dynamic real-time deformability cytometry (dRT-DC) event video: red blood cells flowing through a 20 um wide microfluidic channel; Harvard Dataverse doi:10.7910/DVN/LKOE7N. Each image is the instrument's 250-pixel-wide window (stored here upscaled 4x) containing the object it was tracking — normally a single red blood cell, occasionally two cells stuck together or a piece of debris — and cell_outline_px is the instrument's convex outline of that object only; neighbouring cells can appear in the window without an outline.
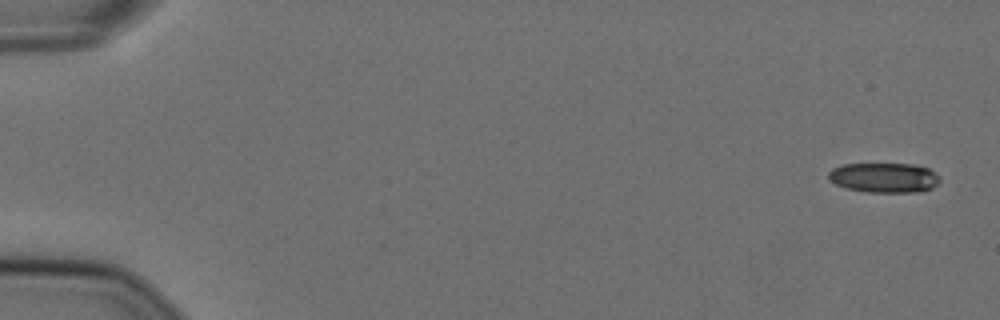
{"species": "Egyptian fruit bat (a non-hibernating species)", "species_latin": "Rousettus aegyptiacus", "temperature_condition": "cold", "stored_images_in_passage": 55, "camera_frame_rate_fps": 3000, "um_per_image_px": 0.085, "animal": {"sex": "female"}, "frame": {"image": 1, "passage_image": 1, "time_ms": 0.0, "image_size_px": [1000, 320], "cell_outline_px": [[940, 180], [932, 188], [920, 192], [868, 192], [844, 188], [828, 180], [828, 172], [832, 168], [844, 164], [912, 164], [928, 168], [940, 176]], "centroid_in_image_um": [75.13, 15.1], "position_along_channel_um": 9.9, "area_um2": 19.48}}
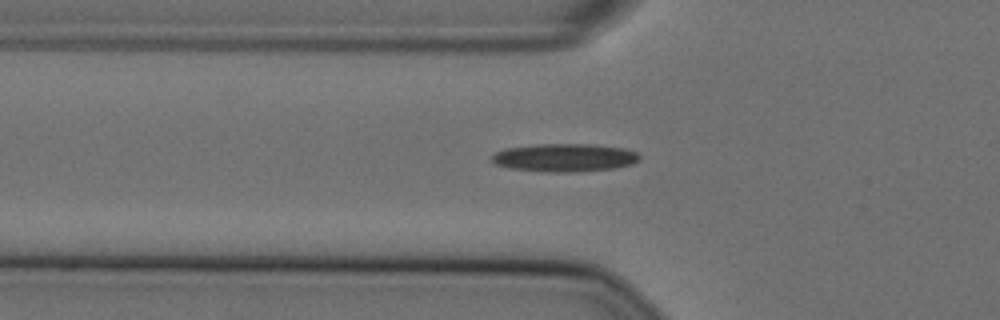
{"frame": {"image": 2, "passage_image": 19, "time_ms": 6.0, "image_size_px": [1000, 320], "cell_outline_px": [[640, 160], [632, 164], [612, 168], [572, 172], [548, 172], [508, 168], [496, 164], [492, 160], [492, 156], [496, 152], [504, 148], [536, 144], [596, 144], [624, 148], [636, 152], [640, 156]], "centroid_in_image_um": [47.99, 13.39], "position_along_channel_um": 77.8, "area_um2": 24.22}}
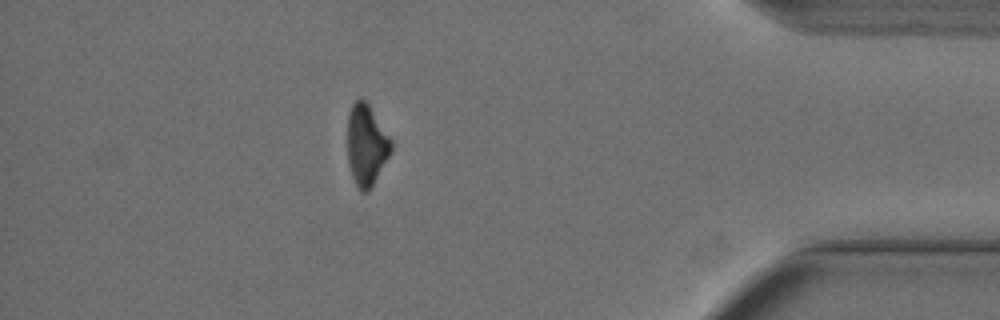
{"frame": {"image": 3, "passage_image": 49, "time_ms": 16.0, "image_size_px": [1000, 320], "cell_outline_px": [[392, 152], [368, 192], [360, 192], [352, 176], [348, 164], [348, 116], [352, 104], [356, 100], [364, 100], [368, 104], [392, 140]], "centroid_in_image_um": [31.15, 12.36], "position_along_channel_um": 404.0, "area_um2": 20.46}, "authors_computed_cell_mechanics": {"area_um2": 22.0218, "velocity_mm_per_s": 3.63, "shape_relaxation_time_tau1_ms": 6.944, "shape_relaxation_time_tau2_ms": null, "deformation_change_tau1": 0.1756, "deformation_change_tau2": null}}